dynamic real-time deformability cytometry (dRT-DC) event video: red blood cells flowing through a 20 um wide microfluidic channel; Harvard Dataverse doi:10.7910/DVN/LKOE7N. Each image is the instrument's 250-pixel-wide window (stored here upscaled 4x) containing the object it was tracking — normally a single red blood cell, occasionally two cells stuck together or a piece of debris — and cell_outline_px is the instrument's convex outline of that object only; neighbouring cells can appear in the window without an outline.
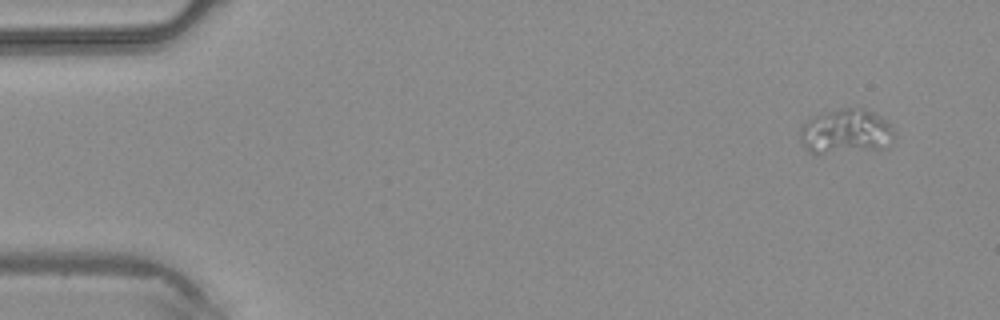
{"species": "common noctule bat (a hibernating species)", "species_latin": "Nyctalus noctula", "temperature_condition": "warm", "stored_images_in_passage": 4, "camera_frame_rate_fps": 3000, "um_per_image_px": 0.085, "animal": {"sex": "male", "body_mass_g": 20.4}, "frame": {"image": 1, "passage_image": 1, "time_ms": 0.0, "image_size_px": [1000, 320], "cell_outline_px": [[896, 132], [892, 140], [884, 148], [816, 156], [808, 152], [800, 140], [800, 128], [808, 120], [816, 116], [840, 108], [864, 108], [880, 116]], "centroid_in_image_um": [71.87, 11.23], "position_along_channel_um": 13.1, "area_um2": 24.85}}
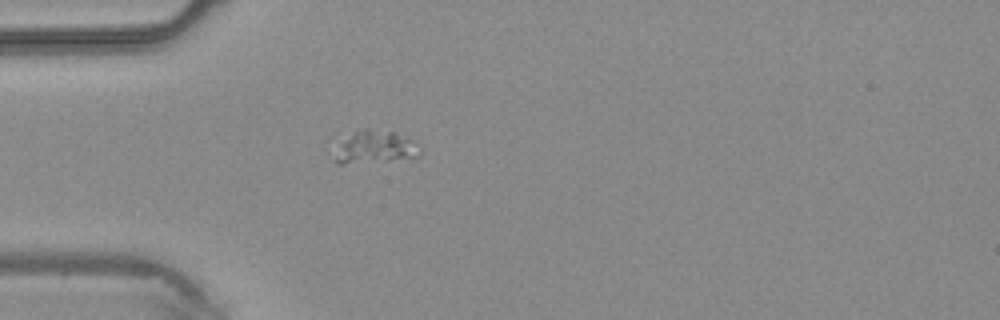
{"frame": {"image": 2, "passage_image": 4, "time_ms": 1.0, "image_size_px": [1000, 320], "cell_outline_px": [[420, 152], [416, 156], [344, 164], [336, 164], [336, 156], [344, 144], [356, 128], [368, 128], [396, 132], [416, 140]], "centroid_in_image_um": [31.97, 12.46], "position_along_channel_um": 53.0, "area_um2": 15.43}}